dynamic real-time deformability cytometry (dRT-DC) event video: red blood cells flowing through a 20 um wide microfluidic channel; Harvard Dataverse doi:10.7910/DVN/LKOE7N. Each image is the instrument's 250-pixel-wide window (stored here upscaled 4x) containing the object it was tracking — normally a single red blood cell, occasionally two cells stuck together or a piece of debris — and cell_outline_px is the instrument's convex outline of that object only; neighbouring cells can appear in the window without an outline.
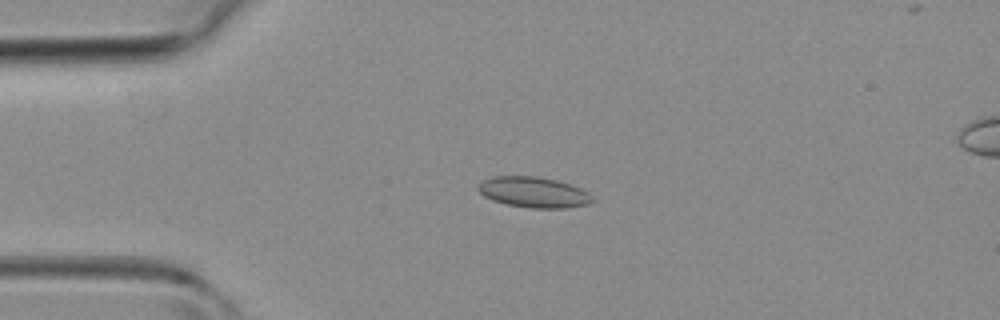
{"species": "common noctule bat (a hibernating species)", "species_latin": "Nyctalus noctula", "temperature_condition": "room temperature", "stored_images_in_passage": 34, "camera_frame_rate_fps": 3000, "um_per_image_px": 0.085, "animal": {"sex": "female", "body_mass_g": 19.3, "forearm_length_mm": 54.1}, "frame": {"image": 1, "passage_image": 2, "time_ms": 0.333, "image_size_px": [1000, 320], "cell_outline_px": [[596, 200], [588, 204], [564, 208], [532, 208], [508, 204], [492, 200], [484, 196], [476, 188], [476, 184], [492, 176], [536, 176], [556, 180], [572, 184], [588, 192]], "centroid_in_image_um": [45.36, 16.33], "position_along_channel_um": 39.6, "area_um2": 20.52}}
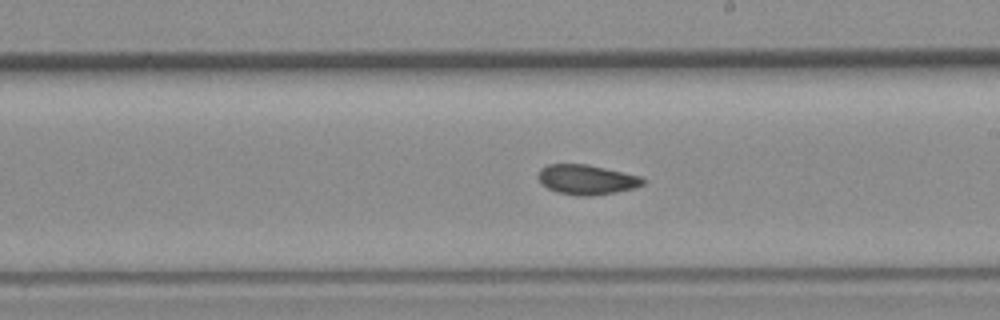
{"frame": {"image": 2, "passage_image": 16, "time_ms": 5.0, "image_size_px": [1000, 320], "cell_outline_px": [[644, 184], [636, 188], [616, 192], [592, 196], [576, 196], [556, 192], [540, 184], [536, 176], [540, 168], [548, 164], [588, 164], [640, 176], [644, 180]], "centroid_in_image_um": [49.82, 15.27], "position_along_channel_um": 239.2, "area_um2": 18.5}}
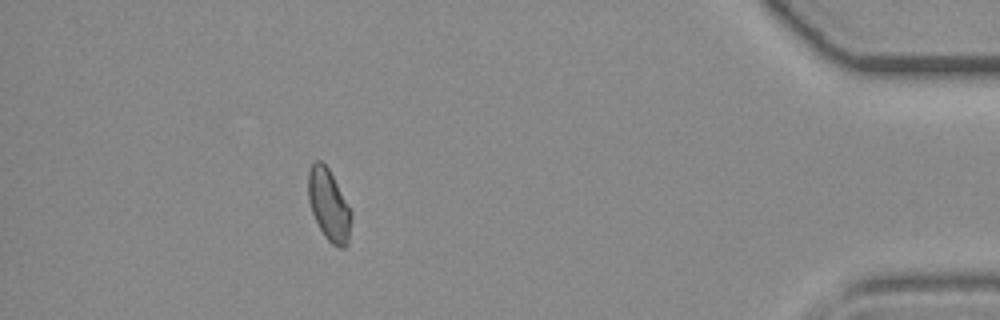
{"frame": {"image": 3, "passage_image": 30, "time_ms": 9.667, "image_size_px": [1000, 320], "cell_outline_px": [[352, 216], [348, 244], [344, 248], [340, 248], [332, 244], [324, 236], [312, 212], [308, 200], [308, 172], [312, 164], [316, 160], [320, 160], [328, 168], [352, 212]], "centroid_in_image_um": [27.95, 17.45], "position_along_channel_um": 407.2, "area_um2": 17.8}}